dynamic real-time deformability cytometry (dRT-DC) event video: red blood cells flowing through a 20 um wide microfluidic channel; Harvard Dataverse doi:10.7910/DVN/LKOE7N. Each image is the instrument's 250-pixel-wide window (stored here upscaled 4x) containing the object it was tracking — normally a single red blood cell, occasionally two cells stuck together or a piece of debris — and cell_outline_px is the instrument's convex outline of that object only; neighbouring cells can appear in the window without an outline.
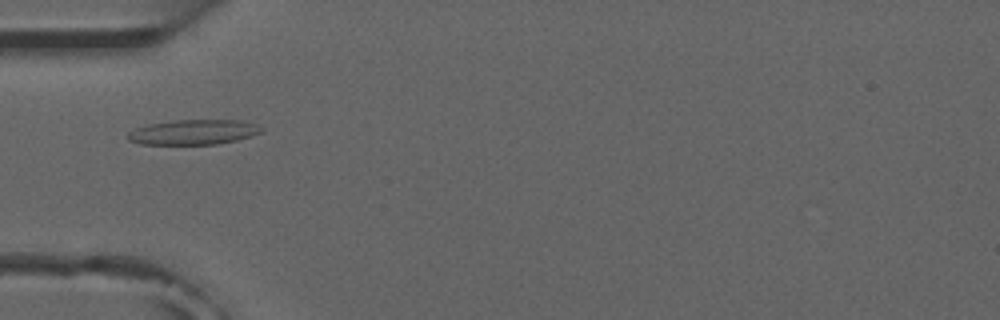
{"species": "common noctule bat (a hibernating species)", "species_latin": "Nyctalus noctula", "temperature_condition": "room temperature", "stored_images_in_passage": 7, "camera_frame_rate_fps": 3000, "um_per_image_px": 0.085, "animal": {"sex": "male", "forearm_length_mm": 52.5}, "frame": {"image": 1, "passage_image": 4, "time_ms": 3.667, "image_size_px": [1000, 320], "cell_outline_px": [[264, 132], [236, 140], [216, 144], [140, 144], [128, 140], [128, 132], [136, 128], [148, 124], [172, 120], [244, 120], [256, 124], [264, 128]], "centroid_in_image_um": [16.48, 11.22], "position_along_channel_um": 68.5, "area_um2": 19.54}}
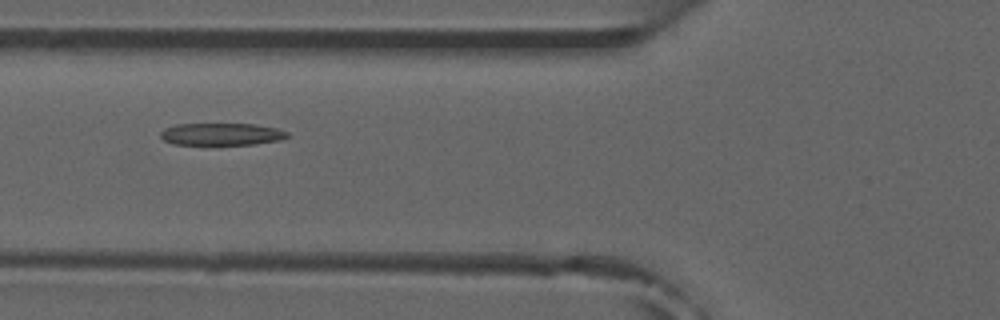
{"frame": {"image": 2, "passage_image": 5, "time_ms": 4.667, "image_size_px": [1000, 320], "cell_outline_px": [[292, 136], [284, 140], [252, 144], [172, 144], [164, 140], [160, 136], [160, 132], [164, 128], [176, 124], [252, 124], [276, 128], [288, 132]], "centroid_in_image_um": [18.86, 11.4], "position_along_channel_um": 106.9, "area_um2": 16.47}}
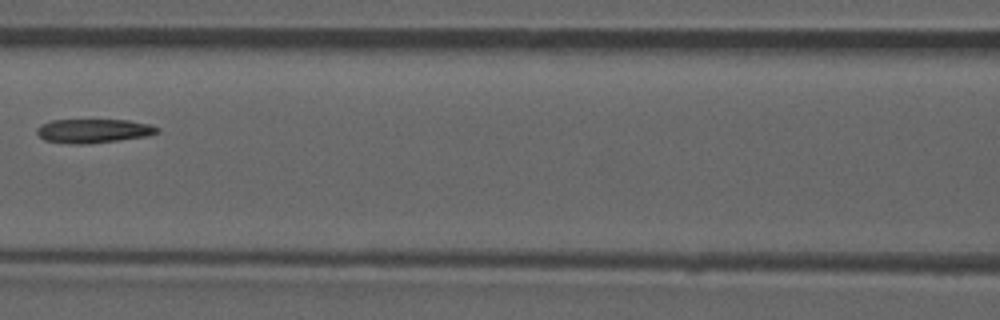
{"frame": {"image": 3, "passage_image": 6, "time_ms": 6.0, "image_size_px": [1000, 320], "cell_outline_px": [[160, 132], [144, 136], [88, 144], [68, 144], [44, 140], [36, 132], [36, 128], [40, 124], [52, 120], [128, 120], [152, 124], [160, 128]], "centroid_in_image_um": [7.92, 11.12], "position_along_channel_um": 158.7, "area_um2": 16.88}}